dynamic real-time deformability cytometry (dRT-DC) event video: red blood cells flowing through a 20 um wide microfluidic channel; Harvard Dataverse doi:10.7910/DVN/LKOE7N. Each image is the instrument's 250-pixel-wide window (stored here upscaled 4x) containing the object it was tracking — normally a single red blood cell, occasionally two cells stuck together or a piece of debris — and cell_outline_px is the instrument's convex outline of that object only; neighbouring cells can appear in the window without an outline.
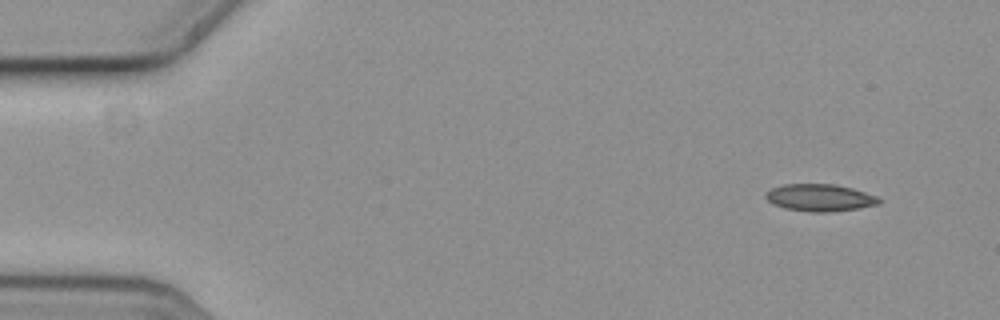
{"species": "common noctule bat (a hibernating species)", "species_latin": "Nyctalus noctula", "temperature_condition": "cold", "stored_images_in_passage": 10, "camera_frame_rate_fps": 3000, "um_per_image_px": 0.085, "animal": {"sex": "female", "body_mass_g": 19.3, "forearm_length_mm": 54.1}, "frame": {"image": 1, "passage_image": 1, "time_ms": 0.0, "image_size_px": [1000, 320], "cell_outline_px": [[884, 200], [880, 204], [860, 208], [832, 212], [808, 212], [784, 208], [772, 204], [764, 196], [772, 188], [784, 184], [832, 184], [852, 188], [876, 196]], "centroid_in_image_um": [69.71, 16.81], "position_along_channel_um": 15.3, "area_um2": 18.03}}
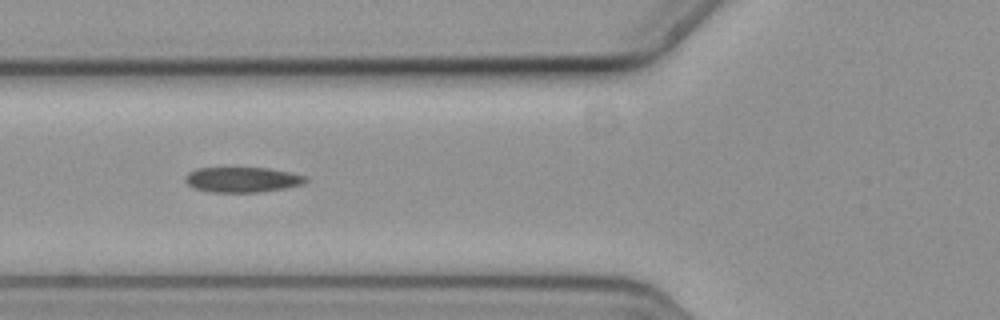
{"frame": {"image": 2, "passage_image": 5, "time_ms": 1.333, "image_size_px": [1000, 320], "cell_outline_px": [[308, 180], [304, 184], [284, 188], [260, 192], [208, 192], [192, 188], [184, 180], [184, 176], [188, 172], [196, 168], [268, 168], [288, 172], [304, 176]], "centroid_in_image_um": [20.54, 15.27], "position_along_channel_um": 105.3, "area_um2": 17.74}}
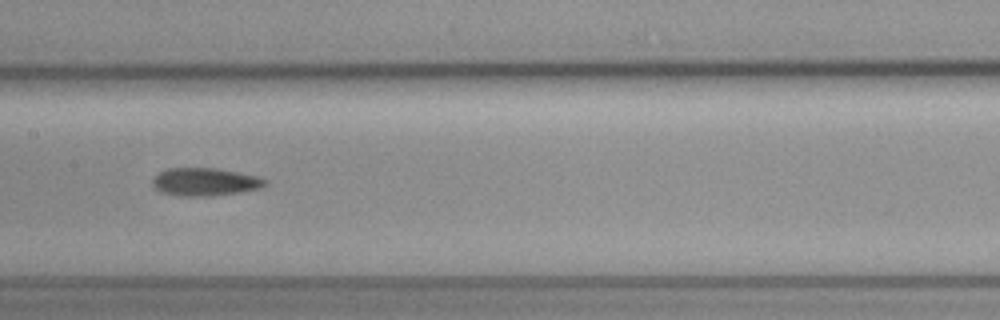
{"frame": {"image": 3, "passage_image": 7, "time_ms": 2.0, "image_size_px": [1000, 320], "cell_outline_px": [[268, 184], [260, 188], [240, 192], [208, 196], [180, 196], [160, 192], [152, 184], [152, 180], [160, 172], [168, 168], [216, 168], [256, 176], [268, 180]], "centroid_in_image_um": [17.43, 15.46], "position_along_channel_um": 190.0, "area_um2": 18.21}}